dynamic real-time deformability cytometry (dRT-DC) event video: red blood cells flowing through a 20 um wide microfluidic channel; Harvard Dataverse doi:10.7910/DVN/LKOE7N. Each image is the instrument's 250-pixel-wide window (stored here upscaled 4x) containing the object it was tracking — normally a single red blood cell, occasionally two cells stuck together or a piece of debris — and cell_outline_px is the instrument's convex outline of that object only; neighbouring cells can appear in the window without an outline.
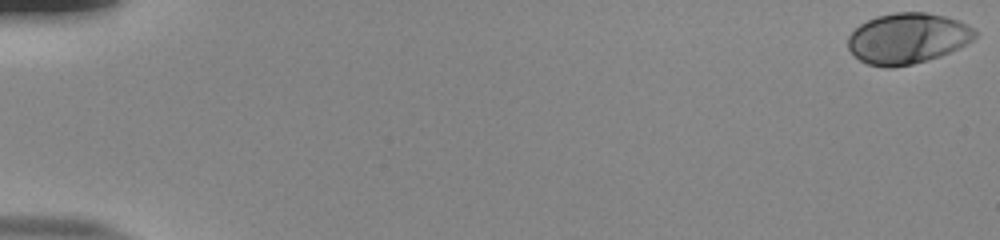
{"species": "human", "species_latin": "Homo sapiens", "temperature_condition": "room temperature", "stored_images_in_passage": 55, "camera_frame_rate_fps": 3000, "um_per_image_px": 0.085, "donor": {"sex": "male"}, "frame": {"image": 1, "passage_image": 1, "time_ms": 0.0, "image_size_px": [1000, 240], "cell_outline_px": [[976, 36], [972, 40], [940, 56], [912, 64], [892, 68], [884, 68], [868, 64], [860, 60], [848, 48], [848, 36], [860, 24], [876, 16], [896, 12], [924, 12], [944, 16], [968, 24], [976, 28]], "centroid_in_image_um": [77.13, 3.26], "position_along_channel_um": 7.9, "area_um2": 37.34}}
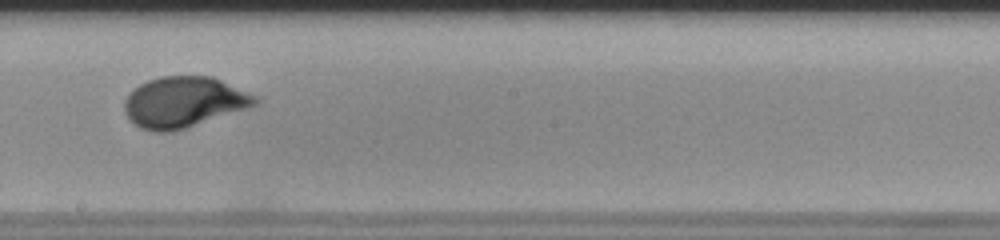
{"frame": {"image": 2, "passage_image": 33, "time_ms": 10.667, "image_size_px": [1000, 240], "cell_outline_px": [[260, 104], [248, 108], [172, 132], [152, 132], [140, 128], [128, 120], [124, 112], [124, 100], [128, 92], [132, 88], [148, 80], [160, 76], [212, 76], [260, 96]], "centroid_in_image_um": [15.62, 8.67], "position_along_channel_um": 232.6, "area_um2": 39.3}}
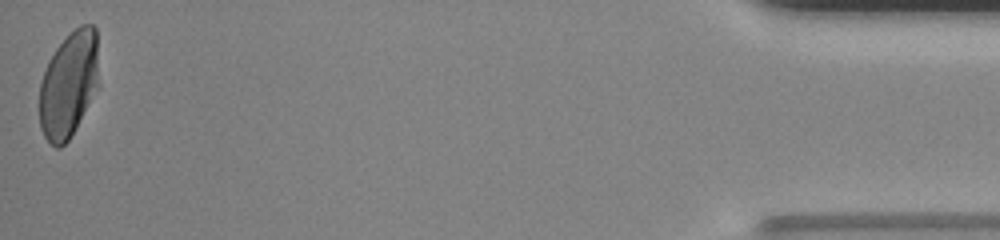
{"frame": {"image": 3, "passage_image": 55, "time_ms": 18.0, "image_size_px": [1000, 240], "cell_outline_px": [[100, 84], [68, 140], [60, 148], [56, 148], [44, 136], [40, 128], [40, 84], [48, 60], [56, 48], [80, 24], [92, 24], [96, 28]], "centroid_in_image_um": [5.87, 7.16], "position_along_channel_um": 429.3, "area_um2": 36.65}, "authors_computed_cell_mechanics": {"area_um2": 37.1076, "velocity_mm_per_s": 3.8132, "shape_relaxation_time_tau1_ms": 3.9212, "shape_relaxation_time_tau2_ms": null, "deformation_change_tau1": 0.1858, "deformation_change_tau2": null}}